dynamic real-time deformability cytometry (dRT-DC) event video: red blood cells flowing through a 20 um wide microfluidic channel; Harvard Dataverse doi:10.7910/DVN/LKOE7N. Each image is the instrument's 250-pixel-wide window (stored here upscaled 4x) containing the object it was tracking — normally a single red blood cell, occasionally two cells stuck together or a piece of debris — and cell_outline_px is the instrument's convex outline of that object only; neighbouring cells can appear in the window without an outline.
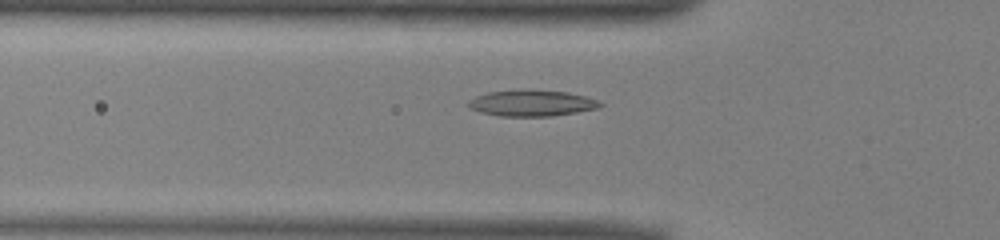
{"species": "common noctule bat (a hibernating species)", "species_latin": "Nyctalus noctula", "temperature_condition": "warm", "stored_images_in_passage": 40, "camera_frame_rate_fps": 3000, "um_per_image_px": 0.085, "animal": {"sex": "male", "body_mass_g": 13.0, "forearm_length_mm": 53.1}, "frame": {"image": 1, "passage_image": 15, "time_ms": 4.667, "image_size_px": [1000, 240], "cell_outline_px": [[604, 104], [600, 108], [552, 116], [500, 116], [480, 112], [468, 108], [464, 104], [468, 100], [476, 96], [488, 92], [528, 88], [568, 92], [600, 100]], "centroid_in_image_um": [45.18, 8.75], "position_along_channel_um": 80.6, "area_um2": 20.63}}
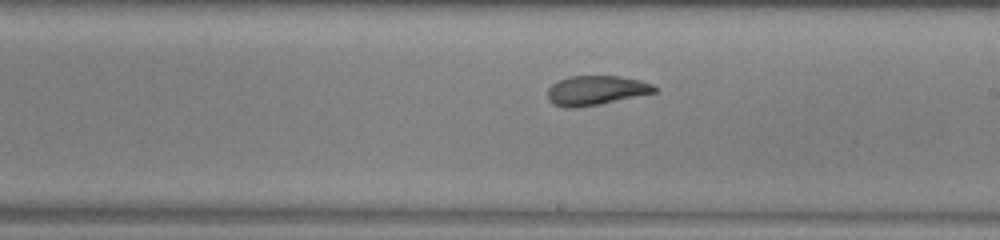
{"frame": {"image": 2, "passage_image": 27, "time_ms": 8.667, "image_size_px": [1000, 240], "cell_outline_px": [[660, 88], [656, 92], [600, 104], [576, 108], [564, 108], [552, 104], [548, 100], [548, 88], [552, 84], [568, 76], [620, 76], [640, 80], [652, 84]], "centroid_in_image_um": [50.65, 7.69], "position_along_channel_um": 238.3, "area_um2": 18.5}}
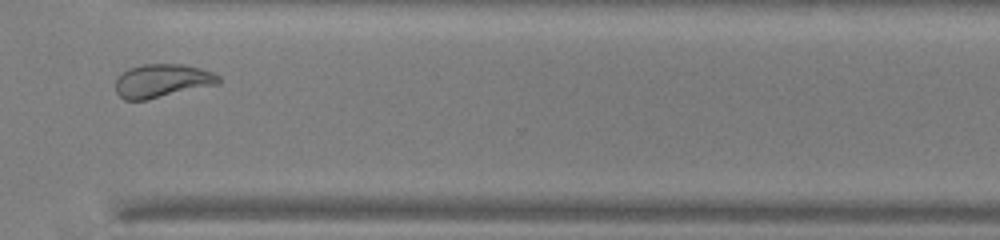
{"frame": {"image": 3, "passage_image": 36, "time_ms": 11.667, "image_size_px": [1000, 240], "cell_outline_px": [[220, 84], [148, 100], [124, 100], [116, 92], [116, 76], [128, 68], [140, 64], [184, 64], [200, 68], [212, 72], [220, 76]], "centroid_in_image_um": [13.78, 6.87], "position_along_channel_um": 356.8, "area_um2": 20.46}, "authors_computed_cell_mechanics": {"area_um2": 20.0277, "velocity_mm_per_s": 3.9414, "shape_relaxation_time_tau1_ms": 5.3274, "shape_relaxation_time_tau2_ms": 2.0921, "deformation_change_tau1": 0.1548, "deformation_change_tau2": 0.0844}}